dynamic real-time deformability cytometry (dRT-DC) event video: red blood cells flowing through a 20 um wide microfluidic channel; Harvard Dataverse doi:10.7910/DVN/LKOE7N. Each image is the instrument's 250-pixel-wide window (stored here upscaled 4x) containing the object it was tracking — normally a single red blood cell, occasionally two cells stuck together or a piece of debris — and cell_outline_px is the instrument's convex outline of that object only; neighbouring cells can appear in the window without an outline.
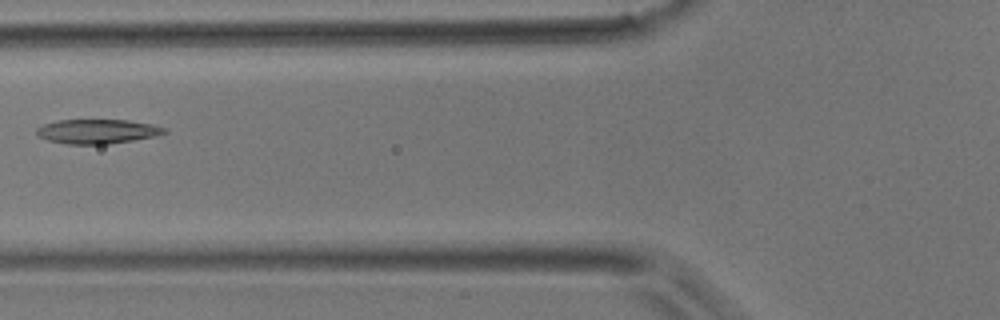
{"species": "common noctule bat (a hibernating species)", "species_latin": "Nyctalus noctula", "temperature_condition": "room temperature", "stored_images_in_passage": 3, "camera_frame_rate_fps": 3000, "um_per_image_px": 0.085, "animal": {"sex": "male", "body_mass_g": 17.9}, "frame": {"image": 1, "passage_image": 3, "time_ms": 0.667, "image_size_px": [1000, 320], "cell_outline_px": [[168, 132], [156, 136], [108, 144], [64, 144], [48, 140], [36, 136], [36, 128], [44, 124], [56, 120], [128, 120], [152, 124], [164, 128]], "centroid_in_image_um": [8.23, 11.17], "position_along_channel_um": 117.6, "area_um2": 18.21}}